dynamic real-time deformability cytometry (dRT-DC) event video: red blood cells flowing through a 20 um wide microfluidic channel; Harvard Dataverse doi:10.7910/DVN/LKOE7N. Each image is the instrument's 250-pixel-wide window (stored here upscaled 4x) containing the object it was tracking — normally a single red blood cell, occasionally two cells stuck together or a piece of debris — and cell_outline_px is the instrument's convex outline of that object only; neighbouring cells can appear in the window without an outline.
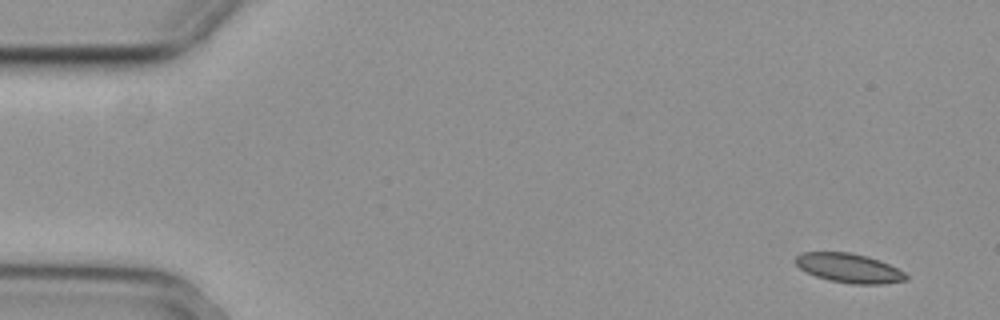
{"species": "common noctule bat (a hibernating species)", "species_latin": "Nyctalus noctula", "temperature_condition": "cold", "stored_images_in_passage": 6, "camera_frame_rate_fps": 3000, "um_per_image_px": 0.085, "animal": {"sex": "female", "body_mass_g": 29.2, "forearm_length_mm": 56.3}, "frame": {"image": 1, "passage_image": 1, "time_ms": 0.0, "image_size_px": [1000, 320], "cell_outline_px": [[908, 280], [884, 284], [852, 284], [828, 280], [816, 276], [800, 268], [796, 264], [796, 256], [800, 252], [852, 252], [868, 256], [880, 260], [904, 272], [908, 276]], "centroid_in_image_um": [72.19, 22.78], "position_along_channel_um": 12.8, "area_um2": 18.9}}